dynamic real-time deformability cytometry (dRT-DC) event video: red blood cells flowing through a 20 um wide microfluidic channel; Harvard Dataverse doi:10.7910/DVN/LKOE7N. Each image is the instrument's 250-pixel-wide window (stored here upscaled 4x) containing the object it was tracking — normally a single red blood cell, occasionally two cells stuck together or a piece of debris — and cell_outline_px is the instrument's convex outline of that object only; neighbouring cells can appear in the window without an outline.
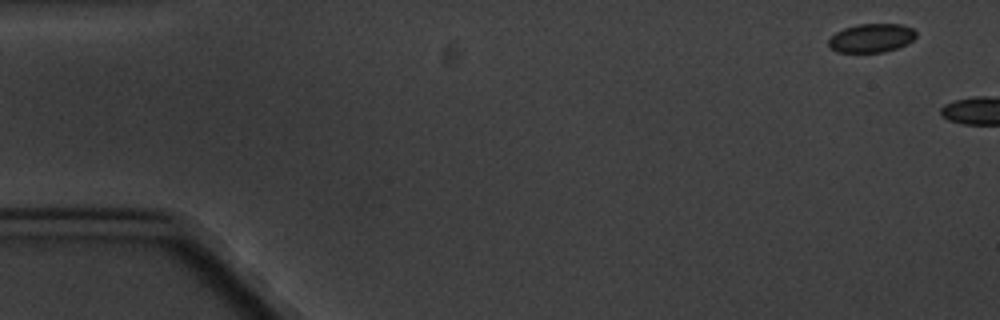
{"species": "common noctule bat (a hibernating species)", "species_latin": "Nyctalus noctula", "temperature_condition": "cold", "stored_images_in_passage": 3, "camera_frame_rate_fps": 3000, "um_per_image_px": 0.085, "animal": {"sex": "male", "body_mass_g": 20.1, "forearm_length_mm": 53.5}, "frame": {"image": 1, "passage_image": 1, "time_ms": 0.0, "image_size_px": [1000, 320], "cell_outline_px": [[916, 36], [908, 44], [884, 52], [836, 52], [828, 48], [828, 40], [836, 32], [844, 28], [856, 24], [900, 24], [912, 28], [916, 32]], "centroid_in_image_um": [74.05, 3.23], "position_along_channel_um": 11.0, "area_um2": 14.74}}